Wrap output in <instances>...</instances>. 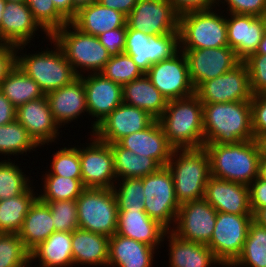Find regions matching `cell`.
<instances>
[{
	"label": "cell",
	"instance_id": "6da1fadb",
	"mask_svg": "<svg viewBox=\"0 0 266 267\" xmlns=\"http://www.w3.org/2000/svg\"><path fill=\"white\" fill-rule=\"evenodd\" d=\"M204 145L253 140L250 101L203 103Z\"/></svg>",
	"mask_w": 266,
	"mask_h": 267
},
{
	"label": "cell",
	"instance_id": "7a4b0ae2",
	"mask_svg": "<svg viewBox=\"0 0 266 267\" xmlns=\"http://www.w3.org/2000/svg\"><path fill=\"white\" fill-rule=\"evenodd\" d=\"M203 103L192 96L167 101L158 119L169 144L174 149L204 147Z\"/></svg>",
	"mask_w": 266,
	"mask_h": 267
},
{
	"label": "cell",
	"instance_id": "3957f363",
	"mask_svg": "<svg viewBox=\"0 0 266 267\" xmlns=\"http://www.w3.org/2000/svg\"><path fill=\"white\" fill-rule=\"evenodd\" d=\"M210 159V175L249 186L257 177L259 151L255 140L236 144L204 145Z\"/></svg>",
	"mask_w": 266,
	"mask_h": 267
},
{
	"label": "cell",
	"instance_id": "277c9868",
	"mask_svg": "<svg viewBox=\"0 0 266 267\" xmlns=\"http://www.w3.org/2000/svg\"><path fill=\"white\" fill-rule=\"evenodd\" d=\"M166 166L172 174L179 204L204 198L205 187L211 176L210 159L204 147L180 151L174 149Z\"/></svg>",
	"mask_w": 266,
	"mask_h": 267
},
{
	"label": "cell",
	"instance_id": "5b68a950",
	"mask_svg": "<svg viewBox=\"0 0 266 267\" xmlns=\"http://www.w3.org/2000/svg\"><path fill=\"white\" fill-rule=\"evenodd\" d=\"M49 40H53L61 48L78 77L83 75L78 68H83L84 74L85 70L101 73L111 58L97 36L83 33L71 22L56 30Z\"/></svg>",
	"mask_w": 266,
	"mask_h": 267
},
{
	"label": "cell",
	"instance_id": "8992f818",
	"mask_svg": "<svg viewBox=\"0 0 266 267\" xmlns=\"http://www.w3.org/2000/svg\"><path fill=\"white\" fill-rule=\"evenodd\" d=\"M79 228L113 236L118 226V207L112 188H85L76 199Z\"/></svg>",
	"mask_w": 266,
	"mask_h": 267
},
{
	"label": "cell",
	"instance_id": "52a82bcc",
	"mask_svg": "<svg viewBox=\"0 0 266 267\" xmlns=\"http://www.w3.org/2000/svg\"><path fill=\"white\" fill-rule=\"evenodd\" d=\"M55 50L32 55H17V65L34 81L44 94L69 85L78 78L61 48L52 40Z\"/></svg>",
	"mask_w": 266,
	"mask_h": 267
},
{
	"label": "cell",
	"instance_id": "ba28073f",
	"mask_svg": "<svg viewBox=\"0 0 266 267\" xmlns=\"http://www.w3.org/2000/svg\"><path fill=\"white\" fill-rule=\"evenodd\" d=\"M216 11H193L179 16V48L202 49L228 46L226 18Z\"/></svg>",
	"mask_w": 266,
	"mask_h": 267
},
{
	"label": "cell",
	"instance_id": "9c48e42d",
	"mask_svg": "<svg viewBox=\"0 0 266 267\" xmlns=\"http://www.w3.org/2000/svg\"><path fill=\"white\" fill-rule=\"evenodd\" d=\"M144 207L146 214L162 225L167 231L176 222L180 207L175 195L174 181L167 166L142 177ZM170 226V227H169ZM170 228V229H169Z\"/></svg>",
	"mask_w": 266,
	"mask_h": 267
},
{
	"label": "cell",
	"instance_id": "30bf717a",
	"mask_svg": "<svg viewBox=\"0 0 266 267\" xmlns=\"http://www.w3.org/2000/svg\"><path fill=\"white\" fill-rule=\"evenodd\" d=\"M252 221V215L217 212L212 238L207 246L222 266L229 267L240 255Z\"/></svg>",
	"mask_w": 266,
	"mask_h": 267
},
{
	"label": "cell",
	"instance_id": "8fae6325",
	"mask_svg": "<svg viewBox=\"0 0 266 267\" xmlns=\"http://www.w3.org/2000/svg\"><path fill=\"white\" fill-rule=\"evenodd\" d=\"M179 49V31L149 36L127 26L124 53L131 56L144 74L153 64L171 58Z\"/></svg>",
	"mask_w": 266,
	"mask_h": 267
},
{
	"label": "cell",
	"instance_id": "7c38bea8",
	"mask_svg": "<svg viewBox=\"0 0 266 267\" xmlns=\"http://www.w3.org/2000/svg\"><path fill=\"white\" fill-rule=\"evenodd\" d=\"M195 95L202 103H227L251 101L248 67L240 62L232 70L214 79L202 82Z\"/></svg>",
	"mask_w": 266,
	"mask_h": 267
},
{
	"label": "cell",
	"instance_id": "4fadbf2b",
	"mask_svg": "<svg viewBox=\"0 0 266 267\" xmlns=\"http://www.w3.org/2000/svg\"><path fill=\"white\" fill-rule=\"evenodd\" d=\"M145 74L168 101L195 94L183 51H178L171 58L153 64Z\"/></svg>",
	"mask_w": 266,
	"mask_h": 267
},
{
	"label": "cell",
	"instance_id": "5bb4252c",
	"mask_svg": "<svg viewBox=\"0 0 266 267\" xmlns=\"http://www.w3.org/2000/svg\"><path fill=\"white\" fill-rule=\"evenodd\" d=\"M216 216L217 211L204 198L189 201L180 204L177 224L171 231L186 241L207 245L212 238Z\"/></svg>",
	"mask_w": 266,
	"mask_h": 267
},
{
	"label": "cell",
	"instance_id": "9a60e30c",
	"mask_svg": "<svg viewBox=\"0 0 266 267\" xmlns=\"http://www.w3.org/2000/svg\"><path fill=\"white\" fill-rule=\"evenodd\" d=\"M126 24L146 35H163L178 31L179 15L167 0H138Z\"/></svg>",
	"mask_w": 266,
	"mask_h": 267
},
{
	"label": "cell",
	"instance_id": "2e32d148",
	"mask_svg": "<svg viewBox=\"0 0 266 267\" xmlns=\"http://www.w3.org/2000/svg\"><path fill=\"white\" fill-rule=\"evenodd\" d=\"M180 51L187 59L189 77L195 89L202 82L223 75L241 62L229 46Z\"/></svg>",
	"mask_w": 266,
	"mask_h": 267
},
{
	"label": "cell",
	"instance_id": "e0dca14e",
	"mask_svg": "<svg viewBox=\"0 0 266 267\" xmlns=\"http://www.w3.org/2000/svg\"><path fill=\"white\" fill-rule=\"evenodd\" d=\"M91 141L86 148H79L82 184L85 188H113L117 179L111 146L95 136Z\"/></svg>",
	"mask_w": 266,
	"mask_h": 267
},
{
	"label": "cell",
	"instance_id": "ac0fdd59",
	"mask_svg": "<svg viewBox=\"0 0 266 267\" xmlns=\"http://www.w3.org/2000/svg\"><path fill=\"white\" fill-rule=\"evenodd\" d=\"M155 120L145 110L123 102L95 127L91 136L105 143H117L129 134L143 131Z\"/></svg>",
	"mask_w": 266,
	"mask_h": 267
},
{
	"label": "cell",
	"instance_id": "d6986e66",
	"mask_svg": "<svg viewBox=\"0 0 266 267\" xmlns=\"http://www.w3.org/2000/svg\"><path fill=\"white\" fill-rule=\"evenodd\" d=\"M86 91L88 114L96 117L95 127L116 107L123 103L122 85L106 78L102 73L80 76Z\"/></svg>",
	"mask_w": 266,
	"mask_h": 267
},
{
	"label": "cell",
	"instance_id": "ffe728a7",
	"mask_svg": "<svg viewBox=\"0 0 266 267\" xmlns=\"http://www.w3.org/2000/svg\"><path fill=\"white\" fill-rule=\"evenodd\" d=\"M39 28L50 38V35L34 19L26 2L6 1L0 24V43L15 45L22 51Z\"/></svg>",
	"mask_w": 266,
	"mask_h": 267
},
{
	"label": "cell",
	"instance_id": "44dd1931",
	"mask_svg": "<svg viewBox=\"0 0 266 267\" xmlns=\"http://www.w3.org/2000/svg\"><path fill=\"white\" fill-rule=\"evenodd\" d=\"M204 199L217 212L252 215L247 185L210 176L205 187Z\"/></svg>",
	"mask_w": 266,
	"mask_h": 267
},
{
	"label": "cell",
	"instance_id": "7402d4cb",
	"mask_svg": "<svg viewBox=\"0 0 266 267\" xmlns=\"http://www.w3.org/2000/svg\"><path fill=\"white\" fill-rule=\"evenodd\" d=\"M16 120L39 146L54 142L60 134L46 96L18 106Z\"/></svg>",
	"mask_w": 266,
	"mask_h": 267
},
{
	"label": "cell",
	"instance_id": "603a6c76",
	"mask_svg": "<svg viewBox=\"0 0 266 267\" xmlns=\"http://www.w3.org/2000/svg\"><path fill=\"white\" fill-rule=\"evenodd\" d=\"M226 19L228 46L234 50L240 61L254 54L264 34L260 17L230 13Z\"/></svg>",
	"mask_w": 266,
	"mask_h": 267
},
{
	"label": "cell",
	"instance_id": "cb8c5ba5",
	"mask_svg": "<svg viewBox=\"0 0 266 267\" xmlns=\"http://www.w3.org/2000/svg\"><path fill=\"white\" fill-rule=\"evenodd\" d=\"M117 143L137 155L154 159L161 167L167 165L174 150L158 120L143 131L123 137Z\"/></svg>",
	"mask_w": 266,
	"mask_h": 267
},
{
	"label": "cell",
	"instance_id": "d4e9b609",
	"mask_svg": "<svg viewBox=\"0 0 266 267\" xmlns=\"http://www.w3.org/2000/svg\"><path fill=\"white\" fill-rule=\"evenodd\" d=\"M55 122L60 126L88 113L86 91L80 77L69 85L45 94Z\"/></svg>",
	"mask_w": 266,
	"mask_h": 267
},
{
	"label": "cell",
	"instance_id": "484cf974",
	"mask_svg": "<svg viewBox=\"0 0 266 267\" xmlns=\"http://www.w3.org/2000/svg\"><path fill=\"white\" fill-rule=\"evenodd\" d=\"M116 234L156 248L164 241L167 230L150 218L145 210H118Z\"/></svg>",
	"mask_w": 266,
	"mask_h": 267
},
{
	"label": "cell",
	"instance_id": "4316f807",
	"mask_svg": "<svg viewBox=\"0 0 266 267\" xmlns=\"http://www.w3.org/2000/svg\"><path fill=\"white\" fill-rule=\"evenodd\" d=\"M154 251V247L115 233L109 238L107 267H152Z\"/></svg>",
	"mask_w": 266,
	"mask_h": 267
},
{
	"label": "cell",
	"instance_id": "83f0119b",
	"mask_svg": "<svg viewBox=\"0 0 266 267\" xmlns=\"http://www.w3.org/2000/svg\"><path fill=\"white\" fill-rule=\"evenodd\" d=\"M127 17L119 11L94 2L77 11L71 23L83 33L99 36L120 27H127Z\"/></svg>",
	"mask_w": 266,
	"mask_h": 267
},
{
	"label": "cell",
	"instance_id": "f1b7e54d",
	"mask_svg": "<svg viewBox=\"0 0 266 267\" xmlns=\"http://www.w3.org/2000/svg\"><path fill=\"white\" fill-rule=\"evenodd\" d=\"M73 264L106 266L108 264L109 237L82 230L72 232Z\"/></svg>",
	"mask_w": 266,
	"mask_h": 267
},
{
	"label": "cell",
	"instance_id": "f546056e",
	"mask_svg": "<svg viewBox=\"0 0 266 267\" xmlns=\"http://www.w3.org/2000/svg\"><path fill=\"white\" fill-rule=\"evenodd\" d=\"M169 238V267H209L222 265L215 257L212 250L202 243L186 241L175 235L171 230L167 231Z\"/></svg>",
	"mask_w": 266,
	"mask_h": 267
},
{
	"label": "cell",
	"instance_id": "4dcf8cb0",
	"mask_svg": "<svg viewBox=\"0 0 266 267\" xmlns=\"http://www.w3.org/2000/svg\"><path fill=\"white\" fill-rule=\"evenodd\" d=\"M123 102L145 110L158 120L166 109L167 99L144 74L122 86Z\"/></svg>",
	"mask_w": 266,
	"mask_h": 267
},
{
	"label": "cell",
	"instance_id": "1f68e13d",
	"mask_svg": "<svg viewBox=\"0 0 266 267\" xmlns=\"http://www.w3.org/2000/svg\"><path fill=\"white\" fill-rule=\"evenodd\" d=\"M55 232L52 214L47 203L37 198L31 205L18 235L31 251Z\"/></svg>",
	"mask_w": 266,
	"mask_h": 267
},
{
	"label": "cell",
	"instance_id": "d6a6232c",
	"mask_svg": "<svg viewBox=\"0 0 266 267\" xmlns=\"http://www.w3.org/2000/svg\"><path fill=\"white\" fill-rule=\"evenodd\" d=\"M71 241L72 233L53 232L30 251V263L38 258L41 267L73 266Z\"/></svg>",
	"mask_w": 266,
	"mask_h": 267
},
{
	"label": "cell",
	"instance_id": "836d02e7",
	"mask_svg": "<svg viewBox=\"0 0 266 267\" xmlns=\"http://www.w3.org/2000/svg\"><path fill=\"white\" fill-rule=\"evenodd\" d=\"M110 146L118 181L124 178H142L156 172L161 167L154 159L137 155L131 150L121 147L118 143H111Z\"/></svg>",
	"mask_w": 266,
	"mask_h": 267
},
{
	"label": "cell",
	"instance_id": "e575fe53",
	"mask_svg": "<svg viewBox=\"0 0 266 267\" xmlns=\"http://www.w3.org/2000/svg\"><path fill=\"white\" fill-rule=\"evenodd\" d=\"M0 91L16 108L45 96L37 82L30 78L17 64L0 84Z\"/></svg>",
	"mask_w": 266,
	"mask_h": 267
},
{
	"label": "cell",
	"instance_id": "d590c367",
	"mask_svg": "<svg viewBox=\"0 0 266 267\" xmlns=\"http://www.w3.org/2000/svg\"><path fill=\"white\" fill-rule=\"evenodd\" d=\"M32 187L21 195L0 200V233H16L20 231L25 216L34 201Z\"/></svg>",
	"mask_w": 266,
	"mask_h": 267
},
{
	"label": "cell",
	"instance_id": "8d00e7d4",
	"mask_svg": "<svg viewBox=\"0 0 266 267\" xmlns=\"http://www.w3.org/2000/svg\"><path fill=\"white\" fill-rule=\"evenodd\" d=\"M236 266L266 267V229L254 221L249 226L240 255L229 267Z\"/></svg>",
	"mask_w": 266,
	"mask_h": 267
},
{
	"label": "cell",
	"instance_id": "74e56055",
	"mask_svg": "<svg viewBox=\"0 0 266 267\" xmlns=\"http://www.w3.org/2000/svg\"><path fill=\"white\" fill-rule=\"evenodd\" d=\"M43 179L44 192L37 197L44 203L49 201L76 200L85 189L82 179L57 175H45Z\"/></svg>",
	"mask_w": 266,
	"mask_h": 267
},
{
	"label": "cell",
	"instance_id": "f35d334b",
	"mask_svg": "<svg viewBox=\"0 0 266 267\" xmlns=\"http://www.w3.org/2000/svg\"><path fill=\"white\" fill-rule=\"evenodd\" d=\"M38 146L26 128L17 120L0 126V154L18 156Z\"/></svg>",
	"mask_w": 266,
	"mask_h": 267
},
{
	"label": "cell",
	"instance_id": "ab89813d",
	"mask_svg": "<svg viewBox=\"0 0 266 267\" xmlns=\"http://www.w3.org/2000/svg\"><path fill=\"white\" fill-rule=\"evenodd\" d=\"M10 159L0 162V200L8 199L27 192L31 182L22 169Z\"/></svg>",
	"mask_w": 266,
	"mask_h": 267
},
{
	"label": "cell",
	"instance_id": "60d3db41",
	"mask_svg": "<svg viewBox=\"0 0 266 267\" xmlns=\"http://www.w3.org/2000/svg\"><path fill=\"white\" fill-rule=\"evenodd\" d=\"M30 251L16 233H0V267H29Z\"/></svg>",
	"mask_w": 266,
	"mask_h": 267
},
{
	"label": "cell",
	"instance_id": "b9f144b4",
	"mask_svg": "<svg viewBox=\"0 0 266 267\" xmlns=\"http://www.w3.org/2000/svg\"><path fill=\"white\" fill-rule=\"evenodd\" d=\"M122 181V182H121ZM113 186L118 210H145L142 178H124Z\"/></svg>",
	"mask_w": 266,
	"mask_h": 267
},
{
	"label": "cell",
	"instance_id": "7bdbcfd3",
	"mask_svg": "<svg viewBox=\"0 0 266 267\" xmlns=\"http://www.w3.org/2000/svg\"><path fill=\"white\" fill-rule=\"evenodd\" d=\"M101 73L122 86L144 75L131 56L126 53L111 56Z\"/></svg>",
	"mask_w": 266,
	"mask_h": 267
},
{
	"label": "cell",
	"instance_id": "ee69618b",
	"mask_svg": "<svg viewBox=\"0 0 266 267\" xmlns=\"http://www.w3.org/2000/svg\"><path fill=\"white\" fill-rule=\"evenodd\" d=\"M26 4L34 19L50 36L68 23L52 0H26Z\"/></svg>",
	"mask_w": 266,
	"mask_h": 267
},
{
	"label": "cell",
	"instance_id": "f6af8a7d",
	"mask_svg": "<svg viewBox=\"0 0 266 267\" xmlns=\"http://www.w3.org/2000/svg\"><path fill=\"white\" fill-rule=\"evenodd\" d=\"M51 171L45 175H57L75 179H81V163L79 148L68 147L58 150L53 155Z\"/></svg>",
	"mask_w": 266,
	"mask_h": 267
},
{
	"label": "cell",
	"instance_id": "bcb514c9",
	"mask_svg": "<svg viewBox=\"0 0 266 267\" xmlns=\"http://www.w3.org/2000/svg\"><path fill=\"white\" fill-rule=\"evenodd\" d=\"M55 227V232H70L79 228L76 200L47 202Z\"/></svg>",
	"mask_w": 266,
	"mask_h": 267
},
{
	"label": "cell",
	"instance_id": "7dc6e473",
	"mask_svg": "<svg viewBox=\"0 0 266 267\" xmlns=\"http://www.w3.org/2000/svg\"><path fill=\"white\" fill-rule=\"evenodd\" d=\"M243 62L248 67L252 94L266 93V55L252 54Z\"/></svg>",
	"mask_w": 266,
	"mask_h": 267
},
{
	"label": "cell",
	"instance_id": "c3c4849f",
	"mask_svg": "<svg viewBox=\"0 0 266 267\" xmlns=\"http://www.w3.org/2000/svg\"><path fill=\"white\" fill-rule=\"evenodd\" d=\"M250 105L254 137L266 134V93L253 95Z\"/></svg>",
	"mask_w": 266,
	"mask_h": 267
},
{
	"label": "cell",
	"instance_id": "681fc988",
	"mask_svg": "<svg viewBox=\"0 0 266 267\" xmlns=\"http://www.w3.org/2000/svg\"><path fill=\"white\" fill-rule=\"evenodd\" d=\"M127 27L115 28L100 34V43L108 50L110 56L124 53Z\"/></svg>",
	"mask_w": 266,
	"mask_h": 267
},
{
	"label": "cell",
	"instance_id": "f907efd6",
	"mask_svg": "<svg viewBox=\"0 0 266 267\" xmlns=\"http://www.w3.org/2000/svg\"><path fill=\"white\" fill-rule=\"evenodd\" d=\"M222 2L217 0V5ZM229 8V14H245L259 17L266 7V0H224Z\"/></svg>",
	"mask_w": 266,
	"mask_h": 267
},
{
	"label": "cell",
	"instance_id": "816d5d0a",
	"mask_svg": "<svg viewBox=\"0 0 266 267\" xmlns=\"http://www.w3.org/2000/svg\"><path fill=\"white\" fill-rule=\"evenodd\" d=\"M167 1L172 5L173 9L179 16L184 13L193 11L211 10L217 4V0H167Z\"/></svg>",
	"mask_w": 266,
	"mask_h": 267
},
{
	"label": "cell",
	"instance_id": "f5cc1de1",
	"mask_svg": "<svg viewBox=\"0 0 266 267\" xmlns=\"http://www.w3.org/2000/svg\"><path fill=\"white\" fill-rule=\"evenodd\" d=\"M17 46L0 43V84L17 64Z\"/></svg>",
	"mask_w": 266,
	"mask_h": 267
},
{
	"label": "cell",
	"instance_id": "db71d44e",
	"mask_svg": "<svg viewBox=\"0 0 266 267\" xmlns=\"http://www.w3.org/2000/svg\"><path fill=\"white\" fill-rule=\"evenodd\" d=\"M250 209L252 214L266 206V181L258 177L249 185Z\"/></svg>",
	"mask_w": 266,
	"mask_h": 267
},
{
	"label": "cell",
	"instance_id": "11a10c76",
	"mask_svg": "<svg viewBox=\"0 0 266 267\" xmlns=\"http://www.w3.org/2000/svg\"><path fill=\"white\" fill-rule=\"evenodd\" d=\"M16 120V107L0 91V126Z\"/></svg>",
	"mask_w": 266,
	"mask_h": 267
},
{
	"label": "cell",
	"instance_id": "9f6ffc18",
	"mask_svg": "<svg viewBox=\"0 0 266 267\" xmlns=\"http://www.w3.org/2000/svg\"><path fill=\"white\" fill-rule=\"evenodd\" d=\"M138 0H98L101 5L119 11L126 17L131 13Z\"/></svg>",
	"mask_w": 266,
	"mask_h": 267
},
{
	"label": "cell",
	"instance_id": "6f0895ef",
	"mask_svg": "<svg viewBox=\"0 0 266 267\" xmlns=\"http://www.w3.org/2000/svg\"><path fill=\"white\" fill-rule=\"evenodd\" d=\"M57 11L68 21L71 22L76 14L77 9L73 5V0H52Z\"/></svg>",
	"mask_w": 266,
	"mask_h": 267
},
{
	"label": "cell",
	"instance_id": "680465c9",
	"mask_svg": "<svg viewBox=\"0 0 266 267\" xmlns=\"http://www.w3.org/2000/svg\"><path fill=\"white\" fill-rule=\"evenodd\" d=\"M252 216L255 223L266 229V206L258 208Z\"/></svg>",
	"mask_w": 266,
	"mask_h": 267
},
{
	"label": "cell",
	"instance_id": "91938a15",
	"mask_svg": "<svg viewBox=\"0 0 266 267\" xmlns=\"http://www.w3.org/2000/svg\"><path fill=\"white\" fill-rule=\"evenodd\" d=\"M260 158L266 159V134H258L254 137Z\"/></svg>",
	"mask_w": 266,
	"mask_h": 267
},
{
	"label": "cell",
	"instance_id": "94428289",
	"mask_svg": "<svg viewBox=\"0 0 266 267\" xmlns=\"http://www.w3.org/2000/svg\"><path fill=\"white\" fill-rule=\"evenodd\" d=\"M258 178L266 181V159L265 158H260Z\"/></svg>",
	"mask_w": 266,
	"mask_h": 267
},
{
	"label": "cell",
	"instance_id": "6125c7cd",
	"mask_svg": "<svg viewBox=\"0 0 266 267\" xmlns=\"http://www.w3.org/2000/svg\"><path fill=\"white\" fill-rule=\"evenodd\" d=\"M254 54H264L266 55V32H264L262 39L258 45V48Z\"/></svg>",
	"mask_w": 266,
	"mask_h": 267
},
{
	"label": "cell",
	"instance_id": "be15d7a7",
	"mask_svg": "<svg viewBox=\"0 0 266 267\" xmlns=\"http://www.w3.org/2000/svg\"><path fill=\"white\" fill-rule=\"evenodd\" d=\"M98 0H73L74 7L79 10L82 7L88 6Z\"/></svg>",
	"mask_w": 266,
	"mask_h": 267
},
{
	"label": "cell",
	"instance_id": "e7e4bbea",
	"mask_svg": "<svg viewBox=\"0 0 266 267\" xmlns=\"http://www.w3.org/2000/svg\"><path fill=\"white\" fill-rule=\"evenodd\" d=\"M262 20L263 27H264V32H266V7L262 11L261 15L259 16Z\"/></svg>",
	"mask_w": 266,
	"mask_h": 267
},
{
	"label": "cell",
	"instance_id": "03108f58",
	"mask_svg": "<svg viewBox=\"0 0 266 267\" xmlns=\"http://www.w3.org/2000/svg\"><path fill=\"white\" fill-rule=\"evenodd\" d=\"M6 7V1L5 0H0V24H1V21H2V14H3V11Z\"/></svg>",
	"mask_w": 266,
	"mask_h": 267
},
{
	"label": "cell",
	"instance_id": "003e7915",
	"mask_svg": "<svg viewBox=\"0 0 266 267\" xmlns=\"http://www.w3.org/2000/svg\"><path fill=\"white\" fill-rule=\"evenodd\" d=\"M5 1H10V2H21V3L26 2V0H5Z\"/></svg>",
	"mask_w": 266,
	"mask_h": 267
}]
</instances>
